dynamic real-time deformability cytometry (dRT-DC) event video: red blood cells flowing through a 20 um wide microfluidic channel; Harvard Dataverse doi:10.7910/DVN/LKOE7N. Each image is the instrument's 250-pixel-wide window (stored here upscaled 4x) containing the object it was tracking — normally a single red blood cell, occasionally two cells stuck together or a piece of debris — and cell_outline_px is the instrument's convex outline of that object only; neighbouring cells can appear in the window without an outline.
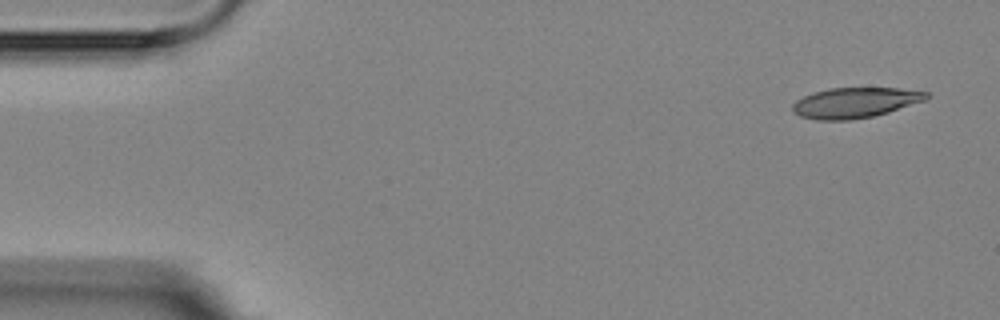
{"species": "Egyptian fruit bat (a non-hibernating species)", "species_latin": "Rousettus aegyptiacus", "temperature_condition": "room temperature", "stored_images_in_passage": 4, "camera_frame_rate_fps": 3000, "um_per_image_px": 0.085, "animal": {"sex": "female"}, "frame": {"image": 1, "passage_image": 1, "time_ms": 0.0, "image_size_px": [1000, 320], "cell_outline_px": [[928, 96], [924, 100], [888, 112], [872, 116], [848, 120], [816, 120], [800, 116], [792, 112], [792, 104], [796, 100], [812, 92], [828, 88], [896, 88], [928, 92]], "centroid_in_image_um": [72.61, 8.73], "position_along_channel_um": 12.4, "area_um2": 23.52}}
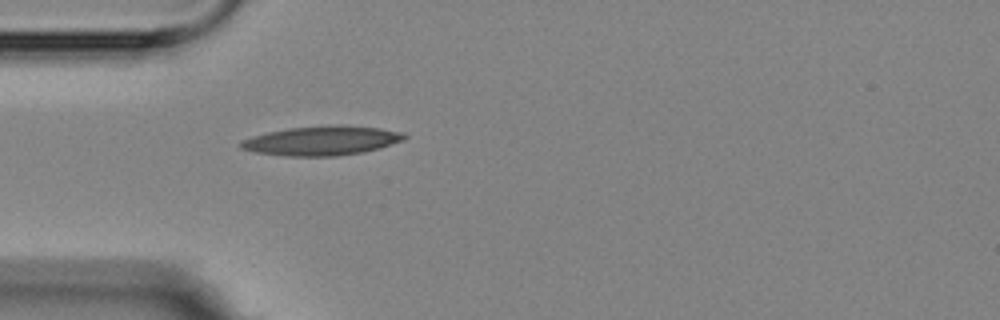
{"frame": {"image": 2, "passage_image": 4, "time_ms": 4.333, "image_size_px": [1000, 320], "cell_outline_px": [[408, 136], [404, 140], [364, 152], [336, 156], [288, 156], [256, 152], [240, 148], [236, 144], [240, 140], [252, 136], [268, 132], [288, 128], [328, 124], [344, 124], [380, 128], [404, 132]], "centroid_in_image_um": [27.34, 11.94], "position_along_channel_um": 57.7, "area_um2": 28.32}}